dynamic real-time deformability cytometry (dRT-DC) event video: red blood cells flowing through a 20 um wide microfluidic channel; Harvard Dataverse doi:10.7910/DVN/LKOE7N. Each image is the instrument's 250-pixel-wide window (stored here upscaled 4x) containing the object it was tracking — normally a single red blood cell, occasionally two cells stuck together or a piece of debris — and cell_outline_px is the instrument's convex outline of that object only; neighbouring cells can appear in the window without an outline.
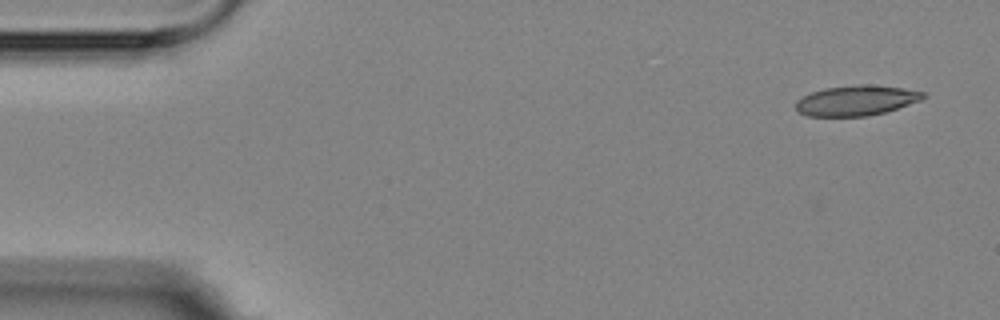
{"species": "Egyptian fruit bat (a non-hibernating species)", "species_latin": "Rousettus aegyptiacus", "temperature_condition": "room temperature", "stored_images_in_passage": 5, "segment_of_instrument_passage": [1, 2], "camera_frame_rate_fps": 3000, "um_per_image_px": 0.085, "animal": {"sex": "female"}, "frame": {"image": 1, "passage_image": 1, "time_ms": 0.0, "image_size_px": [1000, 320], "cell_outline_px": [[924, 96], [920, 100], [884, 112], [868, 116], [808, 116], [800, 112], [796, 108], [796, 100], [812, 92], [824, 88], [860, 84], [904, 88], [924, 92]], "centroid_in_image_um": [72.75, 8.54], "position_along_channel_um": 12.2, "area_um2": 22.02}}
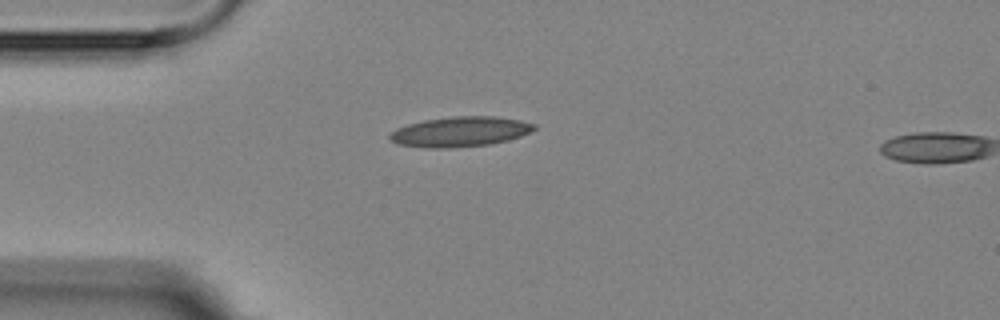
{"frame": {"image": 2, "passage_image": 4, "time_ms": 3.667, "image_size_px": [1000, 320], "cell_outline_px": [[536, 128], [532, 132], [508, 140], [488, 144], [448, 148], [424, 148], [400, 144], [392, 140], [388, 136], [396, 128], [408, 124], [424, 120], [452, 116], [496, 116], [520, 120], [536, 124]], "centroid_in_image_um": [39.14, 11.18], "position_along_channel_um": 45.9, "area_um2": 25.26}}